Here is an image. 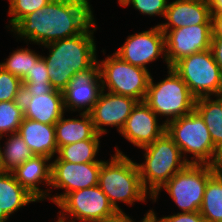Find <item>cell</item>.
I'll use <instances>...</instances> for the list:
<instances>
[{"mask_svg":"<svg viewBox=\"0 0 222 222\" xmlns=\"http://www.w3.org/2000/svg\"><path fill=\"white\" fill-rule=\"evenodd\" d=\"M57 221H55V222H71V221H67V220H65V219H63V218H61L58 214H57Z\"/></svg>","mask_w":222,"mask_h":222,"instance_id":"obj_40","label":"cell"},{"mask_svg":"<svg viewBox=\"0 0 222 222\" xmlns=\"http://www.w3.org/2000/svg\"><path fill=\"white\" fill-rule=\"evenodd\" d=\"M110 157L109 162L102 161L98 186L114 209L121 215H127L118 205L120 201L131 206L134 202H146L147 198L152 197L142 185L136 162L123 154L117 146L114 155Z\"/></svg>","mask_w":222,"mask_h":222,"instance_id":"obj_3","label":"cell"},{"mask_svg":"<svg viewBox=\"0 0 222 222\" xmlns=\"http://www.w3.org/2000/svg\"><path fill=\"white\" fill-rule=\"evenodd\" d=\"M52 159L45 156H34L16 168L12 174L17 182L38 201L49 200L51 185ZM45 184L47 189L39 185Z\"/></svg>","mask_w":222,"mask_h":222,"instance_id":"obj_18","label":"cell"},{"mask_svg":"<svg viewBox=\"0 0 222 222\" xmlns=\"http://www.w3.org/2000/svg\"><path fill=\"white\" fill-rule=\"evenodd\" d=\"M102 163L75 164L61 161L57 156L52 161V189L61 188L65 192L49 195V200L57 205L67 194L98 185L99 171Z\"/></svg>","mask_w":222,"mask_h":222,"instance_id":"obj_11","label":"cell"},{"mask_svg":"<svg viewBox=\"0 0 222 222\" xmlns=\"http://www.w3.org/2000/svg\"><path fill=\"white\" fill-rule=\"evenodd\" d=\"M101 136L102 135L96 133L91 139L64 145L58 149L57 157L61 161L75 164L102 163L103 160H97L95 158L101 147Z\"/></svg>","mask_w":222,"mask_h":222,"instance_id":"obj_24","label":"cell"},{"mask_svg":"<svg viewBox=\"0 0 222 222\" xmlns=\"http://www.w3.org/2000/svg\"><path fill=\"white\" fill-rule=\"evenodd\" d=\"M169 0H119L120 6L126 7L130 4L139 13L148 16L165 17Z\"/></svg>","mask_w":222,"mask_h":222,"instance_id":"obj_32","label":"cell"},{"mask_svg":"<svg viewBox=\"0 0 222 222\" xmlns=\"http://www.w3.org/2000/svg\"><path fill=\"white\" fill-rule=\"evenodd\" d=\"M167 22L158 24L165 34L168 30L198 24H212L208 1L174 0L168 2L165 14Z\"/></svg>","mask_w":222,"mask_h":222,"instance_id":"obj_17","label":"cell"},{"mask_svg":"<svg viewBox=\"0 0 222 222\" xmlns=\"http://www.w3.org/2000/svg\"><path fill=\"white\" fill-rule=\"evenodd\" d=\"M211 50L216 63L222 71V38H212Z\"/></svg>","mask_w":222,"mask_h":222,"instance_id":"obj_34","label":"cell"},{"mask_svg":"<svg viewBox=\"0 0 222 222\" xmlns=\"http://www.w3.org/2000/svg\"><path fill=\"white\" fill-rule=\"evenodd\" d=\"M89 0H50L22 18L11 31L27 45L48 43L83 33L94 21Z\"/></svg>","mask_w":222,"mask_h":222,"instance_id":"obj_1","label":"cell"},{"mask_svg":"<svg viewBox=\"0 0 222 222\" xmlns=\"http://www.w3.org/2000/svg\"><path fill=\"white\" fill-rule=\"evenodd\" d=\"M157 117L144 101L137 102L119 133L132 145L142 148L166 131V124L158 123Z\"/></svg>","mask_w":222,"mask_h":222,"instance_id":"obj_16","label":"cell"},{"mask_svg":"<svg viewBox=\"0 0 222 222\" xmlns=\"http://www.w3.org/2000/svg\"><path fill=\"white\" fill-rule=\"evenodd\" d=\"M166 132L181 149L183 157L192 164H211L215 146L203 118L194 109L187 115L170 121ZM191 154L190 160L187 159Z\"/></svg>","mask_w":222,"mask_h":222,"instance_id":"obj_6","label":"cell"},{"mask_svg":"<svg viewBox=\"0 0 222 222\" xmlns=\"http://www.w3.org/2000/svg\"><path fill=\"white\" fill-rule=\"evenodd\" d=\"M31 202L39 201L17 182L12 172L0 171V219L8 221L14 212Z\"/></svg>","mask_w":222,"mask_h":222,"instance_id":"obj_21","label":"cell"},{"mask_svg":"<svg viewBox=\"0 0 222 222\" xmlns=\"http://www.w3.org/2000/svg\"><path fill=\"white\" fill-rule=\"evenodd\" d=\"M215 173L210 164L189 163L167 181L152 200L156 202L164 189L182 213L199 211L207 182Z\"/></svg>","mask_w":222,"mask_h":222,"instance_id":"obj_9","label":"cell"},{"mask_svg":"<svg viewBox=\"0 0 222 222\" xmlns=\"http://www.w3.org/2000/svg\"><path fill=\"white\" fill-rule=\"evenodd\" d=\"M150 216L156 222H205L204 218L201 216L199 211L196 212H178L173 215L163 216L161 218L157 217V214L153 209H150Z\"/></svg>","mask_w":222,"mask_h":222,"instance_id":"obj_33","label":"cell"},{"mask_svg":"<svg viewBox=\"0 0 222 222\" xmlns=\"http://www.w3.org/2000/svg\"><path fill=\"white\" fill-rule=\"evenodd\" d=\"M132 217L128 215H120L119 217L110 220V221H106V222H135L134 219H131Z\"/></svg>","mask_w":222,"mask_h":222,"instance_id":"obj_38","label":"cell"},{"mask_svg":"<svg viewBox=\"0 0 222 222\" xmlns=\"http://www.w3.org/2000/svg\"><path fill=\"white\" fill-rule=\"evenodd\" d=\"M5 138L7 141H4L3 149L0 145V171L13 172L21 164L35 156L18 133L6 135Z\"/></svg>","mask_w":222,"mask_h":222,"instance_id":"obj_23","label":"cell"},{"mask_svg":"<svg viewBox=\"0 0 222 222\" xmlns=\"http://www.w3.org/2000/svg\"><path fill=\"white\" fill-rule=\"evenodd\" d=\"M50 0H9L8 16L11 19L6 25L8 29H12L26 15L43 8ZM11 27V28H10Z\"/></svg>","mask_w":222,"mask_h":222,"instance_id":"obj_30","label":"cell"},{"mask_svg":"<svg viewBox=\"0 0 222 222\" xmlns=\"http://www.w3.org/2000/svg\"><path fill=\"white\" fill-rule=\"evenodd\" d=\"M137 102L132 97L102 90L89 112L97 134H106L105 126L116 127L119 133Z\"/></svg>","mask_w":222,"mask_h":222,"instance_id":"obj_15","label":"cell"},{"mask_svg":"<svg viewBox=\"0 0 222 222\" xmlns=\"http://www.w3.org/2000/svg\"><path fill=\"white\" fill-rule=\"evenodd\" d=\"M114 53L122 60L145 70H148L149 63L160 56L167 65L165 34L157 24L149 30L127 36L123 45Z\"/></svg>","mask_w":222,"mask_h":222,"instance_id":"obj_12","label":"cell"},{"mask_svg":"<svg viewBox=\"0 0 222 222\" xmlns=\"http://www.w3.org/2000/svg\"><path fill=\"white\" fill-rule=\"evenodd\" d=\"M46 63L41 56L27 71V76L22 80V95H41L50 93L53 88L50 84V77L47 73Z\"/></svg>","mask_w":222,"mask_h":222,"instance_id":"obj_27","label":"cell"},{"mask_svg":"<svg viewBox=\"0 0 222 222\" xmlns=\"http://www.w3.org/2000/svg\"><path fill=\"white\" fill-rule=\"evenodd\" d=\"M212 38H222V12L212 14Z\"/></svg>","mask_w":222,"mask_h":222,"instance_id":"obj_36","label":"cell"},{"mask_svg":"<svg viewBox=\"0 0 222 222\" xmlns=\"http://www.w3.org/2000/svg\"><path fill=\"white\" fill-rule=\"evenodd\" d=\"M57 206L59 216L71 222H106L121 215L98 185L70 192Z\"/></svg>","mask_w":222,"mask_h":222,"instance_id":"obj_10","label":"cell"},{"mask_svg":"<svg viewBox=\"0 0 222 222\" xmlns=\"http://www.w3.org/2000/svg\"><path fill=\"white\" fill-rule=\"evenodd\" d=\"M195 110L203 118L216 146L222 141V96L197 98Z\"/></svg>","mask_w":222,"mask_h":222,"instance_id":"obj_25","label":"cell"},{"mask_svg":"<svg viewBox=\"0 0 222 222\" xmlns=\"http://www.w3.org/2000/svg\"><path fill=\"white\" fill-rule=\"evenodd\" d=\"M22 88L21 79L0 66V102L21 100Z\"/></svg>","mask_w":222,"mask_h":222,"instance_id":"obj_31","label":"cell"},{"mask_svg":"<svg viewBox=\"0 0 222 222\" xmlns=\"http://www.w3.org/2000/svg\"><path fill=\"white\" fill-rule=\"evenodd\" d=\"M79 117H81L79 119ZM77 118H65L64 114L55 123V138L58 149L67 144L91 139L97 132L89 113H79Z\"/></svg>","mask_w":222,"mask_h":222,"instance_id":"obj_22","label":"cell"},{"mask_svg":"<svg viewBox=\"0 0 222 222\" xmlns=\"http://www.w3.org/2000/svg\"><path fill=\"white\" fill-rule=\"evenodd\" d=\"M102 90L132 97L138 102L145 100L151 72L122 60L115 53L97 60ZM107 89V90H106Z\"/></svg>","mask_w":222,"mask_h":222,"instance_id":"obj_7","label":"cell"},{"mask_svg":"<svg viewBox=\"0 0 222 222\" xmlns=\"http://www.w3.org/2000/svg\"><path fill=\"white\" fill-rule=\"evenodd\" d=\"M171 68L187 84L196 99L222 96V71L211 49L184 57Z\"/></svg>","mask_w":222,"mask_h":222,"instance_id":"obj_8","label":"cell"},{"mask_svg":"<svg viewBox=\"0 0 222 222\" xmlns=\"http://www.w3.org/2000/svg\"><path fill=\"white\" fill-rule=\"evenodd\" d=\"M36 156L53 159L58 152L55 125L24 118L17 132Z\"/></svg>","mask_w":222,"mask_h":222,"instance_id":"obj_20","label":"cell"},{"mask_svg":"<svg viewBox=\"0 0 222 222\" xmlns=\"http://www.w3.org/2000/svg\"><path fill=\"white\" fill-rule=\"evenodd\" d=\"M24 118L48 125L55 123L65 113L63 92L53 89L41 95H22Z\"/></svg>","mask_w":222,"mask_h":222,"instance_id":"obj_19","label":"cell"},{"mask_svg":"<svg viewBox=\"0 0 222 222\" xmlns=\"http://www.w3.org/2000/svg\"><path fill=\"white\" fill-rule=\"evenodd\" d=\"M41 56L42 54H37L33 49L17 48L5 59V62L0 63V66L22 81L27 76V71L31 70Z\"/></svg>","mask_w":222,"mask_h":222,"instance_id":"obj_28","label":"cell"},{"mask_svg":"<svg viewBox=\"0 0 222 222\" xmlns=\"http://www.w3.org/2000/svg\"><path fill=\"white\" fill-rule=\"evenodd\" d=\"M205 222H222V174L215 173L207 182L199 210Z\"/></svg>","mask_w":222,"mask_h":222,"instance_id":"obj_26","label":"cell"},{"mask_svg":"<svg viewBox=\"0 0 222 222\" xmlns=\"http://www.w3.org/2000/svg\"><path fill=\"white\" fill-rule=\"evenodd\" d=\"M144 162L137 163L144 189L153 197L160 188L189 162L183 157L181 149L165 131L153 143L142 148Z\"/></svg>","mask_w":222,"mask_h":222,"instance_id":"obj_4","label":"cell"},{"mask_svg":"<svg viewBox=\"0 0 222 222\" xmlns=\"http://www.w3.org/2000/svg\"><path fill=\"white\" fill-rule=\"evenodd\" d=\"M149 214L150 211H147L140 222H156Z\"/></svg>","mask_w":222,"mask_h":222,"instance_id":"obj_39","label":"cell"},{"mask_svg":"<svg viewBox=\"0 0 222 222\" xmlns=\"http://www.w3.org/2000/svg\"><path fill=\"white\" fill-rule=\"evenodd\" d=\"M23 119L21 100L0 102V141L5 135L17 133Z\"/></svg>","mask_w":222,"mask_h":222,"instance_id":"obj_29","label":"cell"},{"mask_svg":"<svg viewBox=\"0 0 222 222\" xmlns=\"http://www.w3.org/2000/svg\"><path fill=\"white\" fill-rule=\"evenodd\" d=\"M101 91V77L96 63L90 69L76 73L63 91L65 112L89 113Z\"/></svg>","mask_w":222,"mask_h":222,"instance_id":"obj_14","label":"cell"},{"mask_svg":"<svg viewBox=\"0 0 222 222\" xmlns=\"http://www.w3.org/2000/svg\"><path fill=\"white\" fill-rule=\"evenodd\" d=\"M211 15L222 12V0H209Z\"/></svg>","mask_w":222,"mask_h":222,"instance_id":"obj_37","label":"cell"},{"mask_svg":"<svg viewBox=\"0 0 222 222\" xmlns=\"http://www.w3.org/2000/svg\"><path fill=\"white\" fill-rule=\"evenodd\" d=\"M210 165L215 172L222 174V141L215 146L213 161Z\"/></svg>","mask_w":222,"mask_h":222,"instance_id":"obj_35","label":"cell"},{"mask_svg":"<svg viewBox=\"0 0 222 222\" xmlns=\"http://www.w3.org/2000/svg\"><path fill=\"white\" fill-rule=\"evenodd\" d=\"M212 24H198L165 33L167 69L191 54L211 49Z\"/></svg>","mask_w":222,"mask_h":222,"instance_id":"obj_13","label":"cell"},{"mask_svg":"<svg viewBox=\"0 0 222 222\" xmlns=\"http://www.w3.org/2000/svg\"><path fill=\"white\" fill-rule=\"evenodd\" d=\"M96 20L81 34L60 39L46 45L48 56H42L53 89L63 92L78 72L88 70L97 63L94 32Z\"/></svg>","mask_w":222,"mask_h":222,"instance_id":"obj_2","label":"cell"},{"mask_svg":"<svg viewBox=\"0 0 222 222\" xmlns=\"http://www.w3.org/2000/svg\"><path fill=\"white\" fill-rule=\"evenodd\" d=\"M167 73V77L157 83H154L151 75L144 100L160 119L165 116L163 122L166 125L192 112L196 100L187 84L172 68H168Z\"/></svg>","mask_w":222,"mask_h":222,"instance_id":"obj_5","label":"cell"}]
</instances>
